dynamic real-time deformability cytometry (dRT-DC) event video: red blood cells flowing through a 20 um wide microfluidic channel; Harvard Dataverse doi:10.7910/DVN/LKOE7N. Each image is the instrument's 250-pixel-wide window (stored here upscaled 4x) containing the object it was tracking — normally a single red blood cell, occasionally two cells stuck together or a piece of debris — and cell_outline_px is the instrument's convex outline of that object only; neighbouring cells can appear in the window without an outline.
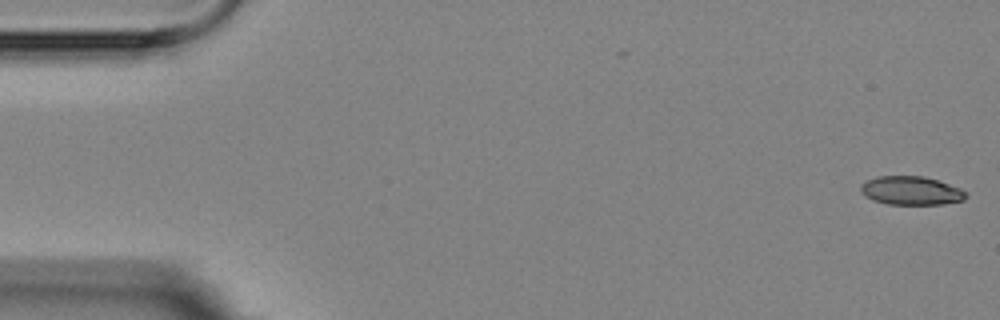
{"species": "Egyptian fruit bat (a non-hibernating species)", "species_latin": "Rousettus aegyptiacus", "temperature_condition": "room temperature", "stored_images_in_passage": 5, "camera_frame_rate_fps": 3000, "um_per_image_px": 0.085, "animal": {"sex": "female"}, "frame": {"image": 1, "passage_image": 1, "time_ms": 0.0, "image_size_px": [1000, 320], "cell_outline_px": [[968, 196], [964, 200], [944, 204], [888, 204], [872, 200], [864, 196], [860, 192], [860, 184], [876, 176], [924, 176], [960, 188], [968, 192]], "centroid_in_image_um": [77.43, 16.21], "position_along_channel_um": 7.6, "area_um2": 17.69}}
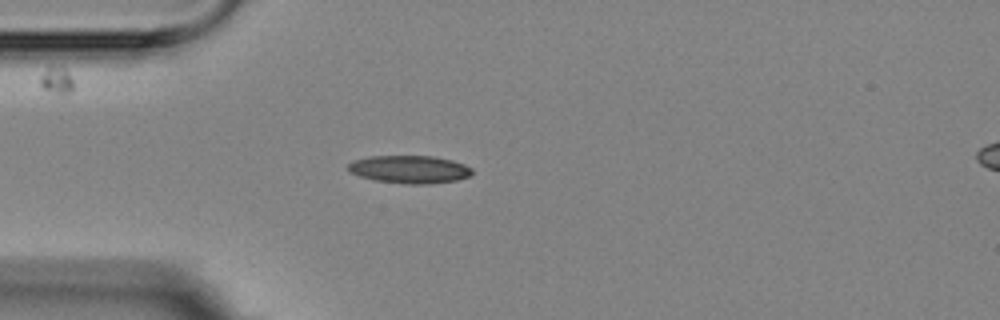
{"frame": {"image": 2, "passage_image": 5, "time_ms": 4.667, "image_size_px": [1000, 320], "cell_outline_px": [[472, 176], [456, 180], [428, 184], [404, 184], [376, 180], [360, 176], [348, 172], [348, 164], [352, 160], [368, 156], [432, 156], [452, 160], [464, 164], [472, 168]], "centroid_in_image_um": [34.8, 14.39], "position_along_channel_um": 50.2, "area_um2": 20.23}}